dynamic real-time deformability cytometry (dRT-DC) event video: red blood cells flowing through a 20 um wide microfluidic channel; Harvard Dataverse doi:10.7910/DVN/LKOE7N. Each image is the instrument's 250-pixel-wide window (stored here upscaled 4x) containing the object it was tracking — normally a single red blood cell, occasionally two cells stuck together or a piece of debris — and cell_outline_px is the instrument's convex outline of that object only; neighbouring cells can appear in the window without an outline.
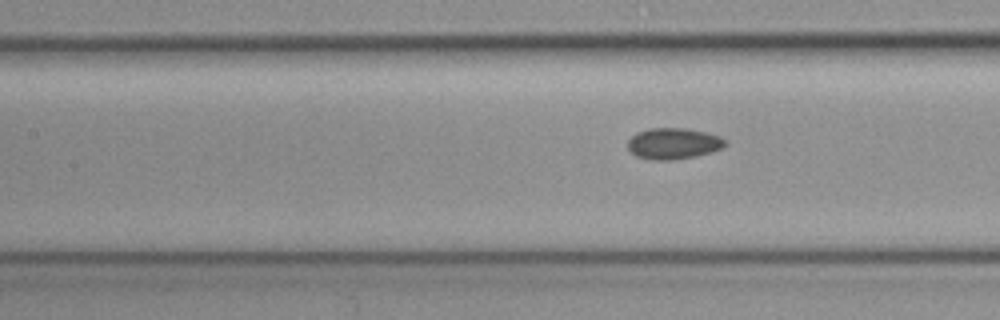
{"species": "common noctule bat (a hibernating species)", "species_latin": "Nyctalus noctula", "temperature_condition": "cold", "stored_images_in_passage": 9, "camera_frame_rate_fps": 3000, "um_per_image_px": 0.085, "animal": {"sex": "female", "body_mass_g": 19.3, "forearm_length_mm": 54.1}, "frame": {"image": 1, "passage_image": 9, "time_ms": 2.667, "image_size_px": [1000, 320], "cell_outline_px": [[724, 144], [720, 148], [712, 152], [696, 156], [672, 160], [656, 160], [636, 156], [628, 148], [628, 140], [636, 132], [648, 128], [684, 128], [704, 132], [720, 136], [724, 140]], "centroid_in_image_um": [57.2, 12.19], "position_along_channel_um": 150.2, "area_um2": 17.51}}